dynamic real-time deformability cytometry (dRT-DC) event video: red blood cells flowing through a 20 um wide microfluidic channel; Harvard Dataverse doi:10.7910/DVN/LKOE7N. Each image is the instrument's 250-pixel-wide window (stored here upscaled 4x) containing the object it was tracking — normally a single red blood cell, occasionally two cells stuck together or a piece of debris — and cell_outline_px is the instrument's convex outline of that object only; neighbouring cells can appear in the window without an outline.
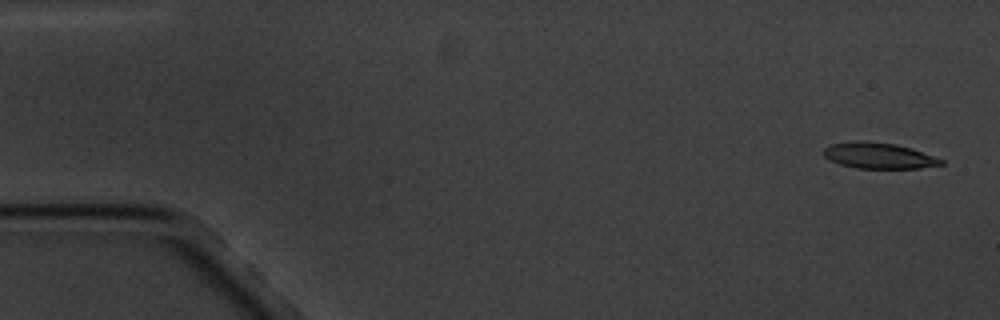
{"species": "common noctule bat (a hibernating species)", "species_latin": "Nyctalus noctula", "temperature_condition": "cold", "stored_images_in_passage": 5, "camera_frame_rate_fps": 3000, "um_per_image_px": 0.085, "animal": {"sex": "male", "body_mass_g": 20.1, "forearm_length_mm": 53.5}, "frame": {"image": 1, "passage_image": 1, "time_ms": 0.0, "image_size_px": [1000, 320], "cell_outline_px": [[944, 164], [920, 168], [856, 168], [840, 164], [828, 160], [824, 156], [824, 148], [832, 144], [852, 140], [864, 140], [896, 144], [912, 148], [944, 160]], "centroid_in_image_um": [74.67, 13.22], "position_along_channel_um": 10.3, "area_um2": 17.86}}
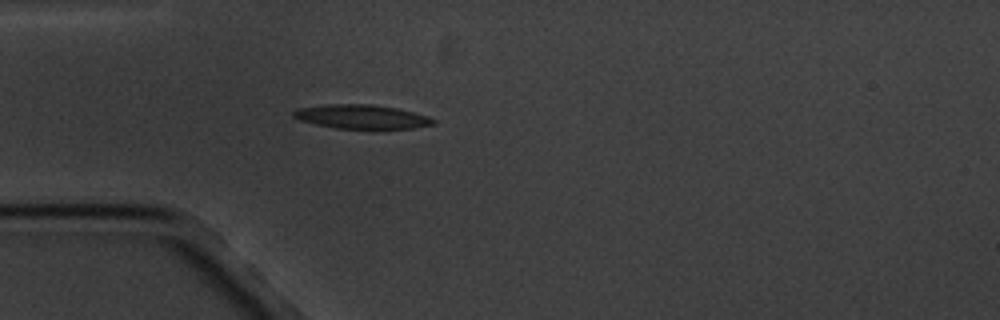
{"frame": {"image": 2, "passage_image": 5, "time_ms": 4.667, "image_size_px": [1000, 320], "cell_outline_px": [[436, 124], [412, 128], [372, 132], [336, 128], [316, 124], [300, 120], [292, 116], [292, 112], [300, 108], [328, 104], [372, 104], [396, 108], [428, 116], [436, 120]], "centroid_in_image_um": [30.8, 9.97], "position_along_channel_um": 54.2, "area_um2": 20.4}}